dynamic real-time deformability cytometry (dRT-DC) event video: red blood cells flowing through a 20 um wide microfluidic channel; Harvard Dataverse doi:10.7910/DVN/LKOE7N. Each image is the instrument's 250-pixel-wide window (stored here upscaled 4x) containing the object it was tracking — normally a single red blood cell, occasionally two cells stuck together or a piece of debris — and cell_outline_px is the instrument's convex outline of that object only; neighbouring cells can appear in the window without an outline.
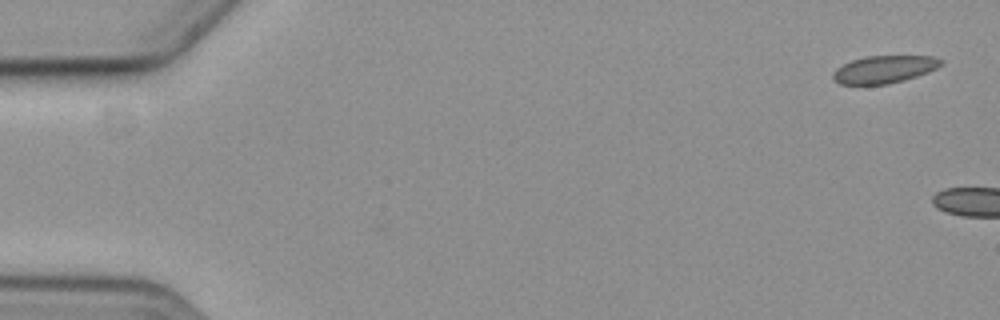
{"species": "common noctule bat (a hibernating species)", "species_latin": "Nyctalus noctula", "temperature_condition": "cold", "stored_images_in_passage": 2, "camera_frame_rate_fps": 3000, "um_per_image_px": 0.085, "animal": {"sex": "female", "body_mass_g": 19.3, "forearm_length_mm": 54.1}, "frame": {"image": 1, "passage_image": 2, "time_ms": 1.333, "image_size_px": [1000, 320], "cell_outline_px": [[944, 64], [928, 72], [904, 80], [888, 84], [840, 84], [832, 80], [832, 72], [836, 68], [852, 60], [864, 56], [932, 56], [944, 60]], "centroid_in_image_um": [75.15, 5.89], "position_along_channel_um": 9.9, "area_um2": 17.4}}